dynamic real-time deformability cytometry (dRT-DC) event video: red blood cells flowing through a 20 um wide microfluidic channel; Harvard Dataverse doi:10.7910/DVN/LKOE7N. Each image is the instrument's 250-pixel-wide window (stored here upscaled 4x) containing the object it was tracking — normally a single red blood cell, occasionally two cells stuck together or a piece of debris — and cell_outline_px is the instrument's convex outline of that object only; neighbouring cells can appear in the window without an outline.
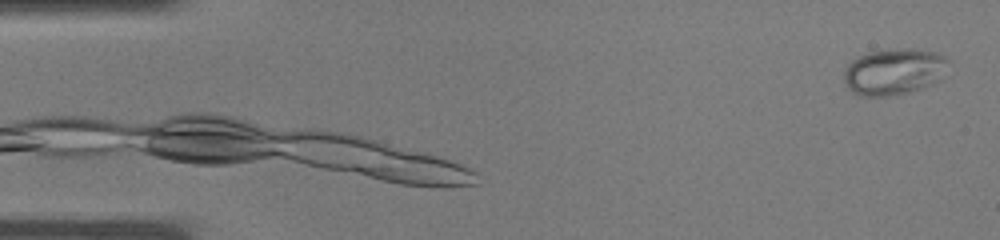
{"species": "common noctule bat (a hibernating species)", "species_latin": "Nyctalus noctula", "temperature_condition": "warm", "stored_images_in_passage": 3, "camera_frame_rate_fps": 3000, "um_per_image_px": 0.085, "animal": {"sex": "male", "body_mass_g": 19.0, "forearm_length_mm": 50.8}, "frame": {"image": 1, "passage_image": 3, "time_ms": 0.667, "image_size_px": [1000, 240], "cell_outline_px": [[952, 60], [940, 80], [920, 88], [908, 92], [888, 96], [860, 96], [852, 92], [848, 88], [844, 80], [844, 68], [852, 60], [868, 52], [904, 48], [912, 48], [936, 52]], "centroid_in_image_um": [76.01, 6.08], "position_along_channel_um": 9.0, "area_um2": 28.38}}